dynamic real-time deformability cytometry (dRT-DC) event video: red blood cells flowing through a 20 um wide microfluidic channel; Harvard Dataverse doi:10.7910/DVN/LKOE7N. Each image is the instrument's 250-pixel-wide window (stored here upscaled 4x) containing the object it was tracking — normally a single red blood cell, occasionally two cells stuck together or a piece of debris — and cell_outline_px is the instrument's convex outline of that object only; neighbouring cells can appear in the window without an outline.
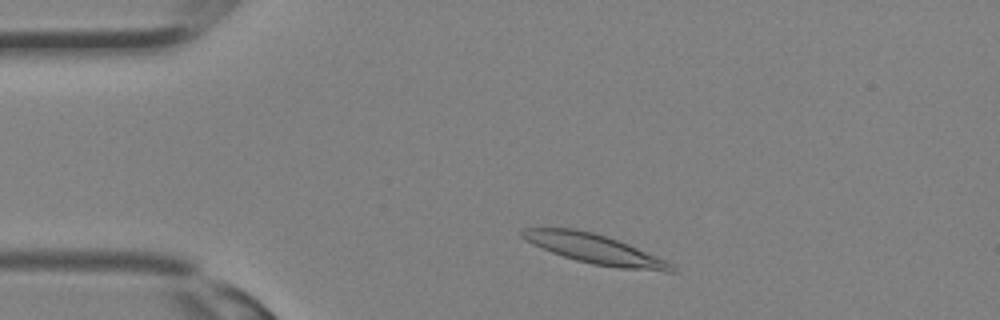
{"species": "Egyptian fruit bat (a non-hibernating species)", "species_latin": "Rousettus aegyptiacus", "temperature_condition": "room temperature", "stored_images_in_passage": 28, "camera_frame_rate_fps": 3000, "um_per_image_px": 0.085, "animal": {"sex": "female"}, "frame": {"image": 1, "passage_image": 2, "time_ms": 0.333, "image_size_px": [1000, 320], "cell_outline_px": [[676, 272], [664, 272], [620, 268], [592, 264], [576, 260], [552, 252], [532, 244], [524, 240], [520, 236], [520, 232], [524, 228], [572, 228], [592, 232], [628, 244], [664, 260], [672, 264], [676, 268]], "centroid_in_image_um": [50.53, 21.17], "position_along_channel_um": 34.5, "area_um2": 25.37}}
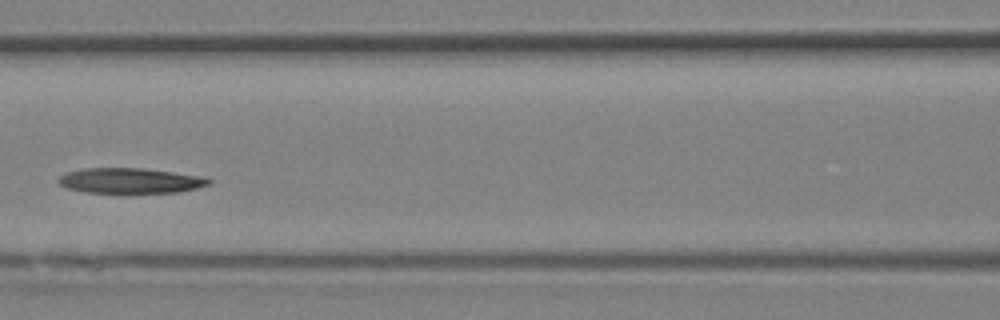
{"frame": {"image": 2, "passage_image": 10, "time_ms": 3.0, "image_size_px": [1000, 320], "cell_outline_px": [[212, 184], [196, 188], [176, 192], [84, 192], [64, 188], [56, 180], [64, 172], [84, 168], [144, 168], [204, 176], [212, 180]], "centroid_in_image_um": [11.05, 15.34], "position_along_channel_um": 155.6, "area_um2": 22.25}}
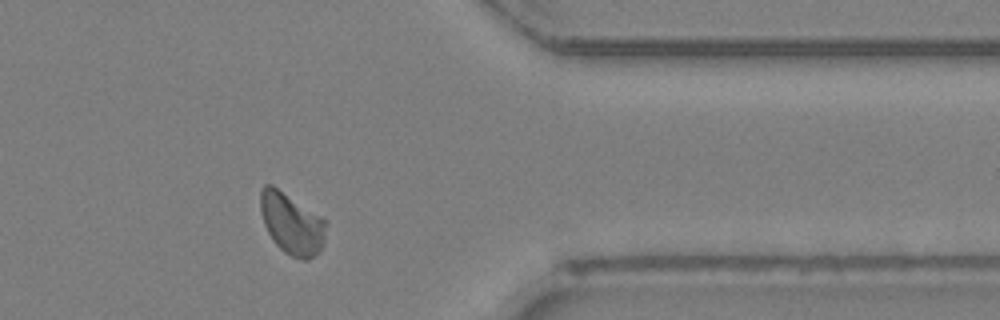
{"frame": {"image": 3, "passage_image": 22, "time_ms": 7.0, "image_size_px": [1000, 320], "cell_outline_px": [[328, 220], [324, 244], [308, 260], [304, 260], [292, 256], [284, 252], [276, 244], [268, 232], [264, 224], [260, 212], [260, 188], [264, 184], [272, 184]], "centroid_in_image_um": [24.8, 18.97], "position_along_channel_um": 386.6, "area_um2": 23.64}}